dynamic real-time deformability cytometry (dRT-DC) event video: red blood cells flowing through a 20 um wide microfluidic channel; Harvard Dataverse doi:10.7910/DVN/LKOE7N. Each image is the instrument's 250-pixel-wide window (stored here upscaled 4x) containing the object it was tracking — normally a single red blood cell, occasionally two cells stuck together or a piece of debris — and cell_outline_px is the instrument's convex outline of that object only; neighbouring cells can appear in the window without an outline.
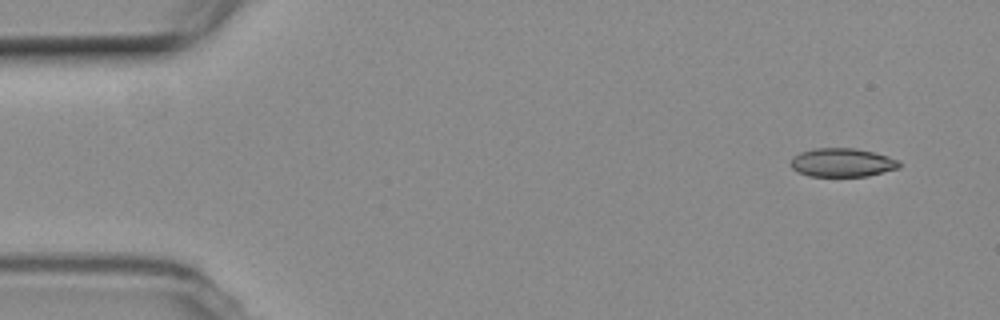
{"species": "common noctule bat (a hibernating species)", "species_latin": "Nyctalus noctula", "temperature_condition": "room temperature", "stored_images_in_passage": 9, "camera_frame_rate_fps": 3000, "um_per_image_px": 0.085, "animal": {"sex": "female", "body_mass_g": 19.3, "forearm_length_mm": 54.1}, "frame": {"image": 1, "passage_image": 1, "time_ms": 0.0, "image_size_px": [1000, 320], "cell_outline_px": [[900, 168], [868, 176], [808, 176], [792, 168], [792, 156], [800, 152], [812, 148], [856, 148], [888, 156], [900, 160]], "centroid_in_image_um": [71.61, 13.81], "position_along_channel_um": 13.4, "area_um2": 18.15}}
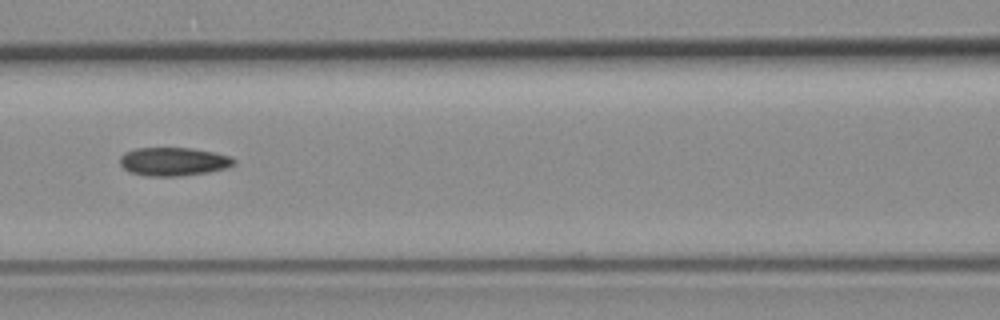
{"frame": {"image": 2, "passage_image": 6, "time_ms": 6.667, "image_size_px": [1000, 320], "cell_outline_px": [[236, 164], [224, 168], [208, 172], [176, 176], [148, 176], [128, 172], [120, 164], [120, 156], [124, 152], [136, 148], [192, 148], [216, 152], [232, 156], [236, 160]], "centroid_in_image_um": [14.75, 13.72], "position_along_channel_um": 151.8, "area_um2": 19.02}}
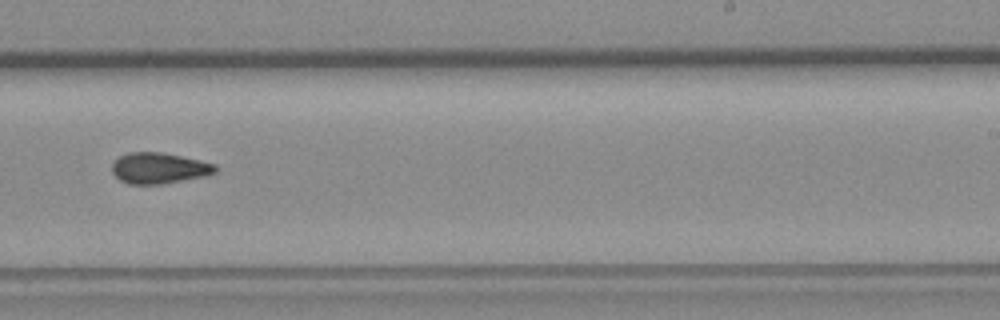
{"frame": {"image": 3, "passage_image": 9, "time_ms": 10.0, "image_size_px": [1000, 320], "cell_outline_px": [[216, 172], [208, 176], [160, 184], [128, 184], [120, 180], [112, 172], [112, 164], [120, 156], [128, 152], [164, 152], [200, 160], [216, 164]], "centroid_in_image_um": [13.54, 14.29], "position_along_channel_um": 275.5, "area_um2": 18.73}}